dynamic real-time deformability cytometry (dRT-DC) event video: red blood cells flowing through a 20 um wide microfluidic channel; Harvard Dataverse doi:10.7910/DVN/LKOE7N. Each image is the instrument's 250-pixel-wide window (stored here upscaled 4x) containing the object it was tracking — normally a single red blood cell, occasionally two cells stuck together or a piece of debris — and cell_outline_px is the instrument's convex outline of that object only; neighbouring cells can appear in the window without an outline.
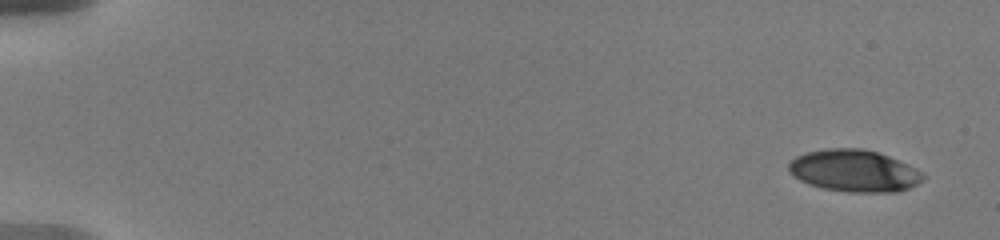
{"species": "human", "species_latin": "Homo sapiens", "temperature_condition": "warm", "stored_images_in_passage": 11, "camera_frame_rate_fps": 3000, "um_per_image_px": 0.085, "donor": {"sex": "male"}, "frame": {"image": 1, "passage_image": 1, "time_ms": 0.0, "image_size_px": [1000, 240], "cell_outline_px": [[928, 176], [924, 180], [908, 188], [896, 192], [848, 192], [824, 188], [808, 184], [792, 176], [788, 172], [788, 164], [796, 156], [808, 152], [828, 148], [860, 148], [876, 152], [900, 160], [924, 172]], "centroid_in_image_um": [72.63, 14.52], "position_along_channel_um": 12.4, "area_um2": 33.06}}
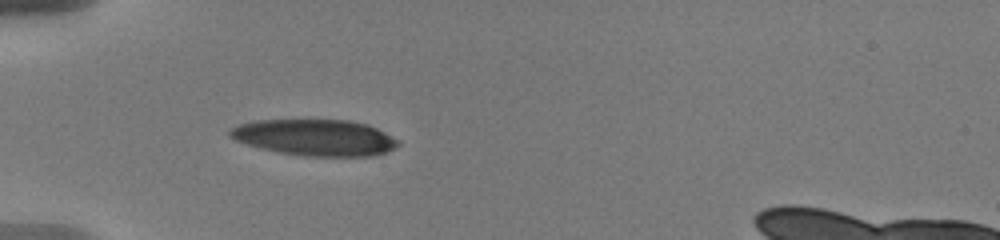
{"frame": {"image": 2, "passage_image": 7, "time_ms": 5.333, "image_size_px": [1000, 240], "cell_outline_px": [[400, 144], [396, 148], [388, 152], [372, 156], [304, 156], [280, 152], [260, 148], [236, 140], [228, 136], [228, 132], [236, 124], [256, 120], [348, 120], [368, 124], [400, 140]], "centroid_in_image_um": [26.8, 11.69], "position_along_channel_um": 58.2, "area_um2": 35.72}}
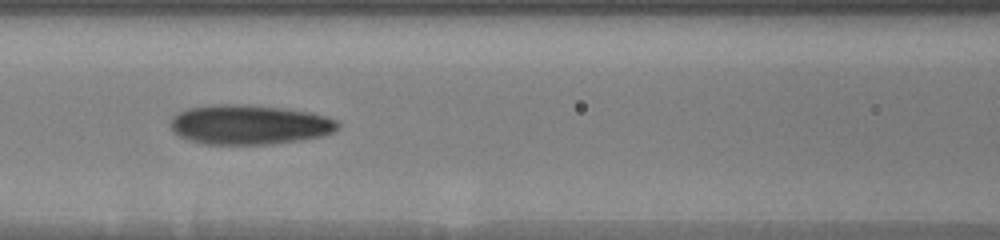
{"frame": {"image": 3, "passage_image": 10, "time_ms": 8.0, "image_size_px": [1000, 240], "cell_outline_px": [[340, 124], [332, 132], [324, 136], [272, 144], [204, 144], [188, 140], [172, 132], [168, 124], [168, 120], [172, 116], [188, 108], [212, 104], [248, 104], [312, 112], [336, 120]], "centroid_in_image_um": [21.13, 10.59], "position_along_channel_um": 145.5, "area_um2": 38.96}}